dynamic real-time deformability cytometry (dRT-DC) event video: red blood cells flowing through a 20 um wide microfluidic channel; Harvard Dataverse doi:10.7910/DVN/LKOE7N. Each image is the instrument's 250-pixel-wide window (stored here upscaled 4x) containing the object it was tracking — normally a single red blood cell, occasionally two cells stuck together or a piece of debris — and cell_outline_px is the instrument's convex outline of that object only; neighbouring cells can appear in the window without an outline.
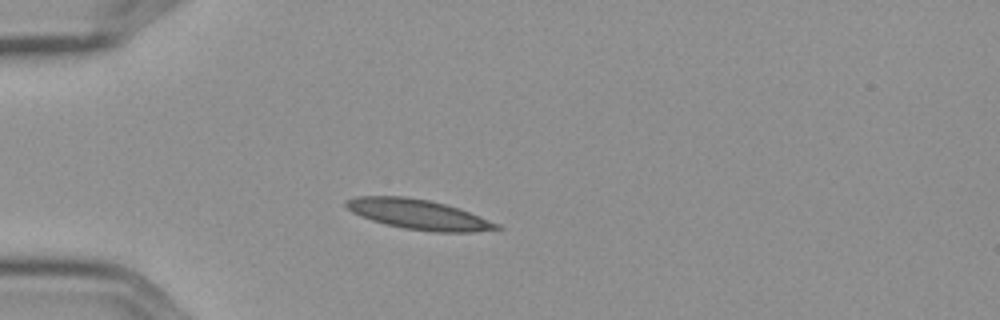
{"species": "Egyptian fruit bat (a non-hibernating species)", "species_latin": "Rousettus aegyptiacus", "temperature_condition": "cold", "stored_images_in_passage": 1, "camera_frame_rate_fps": 3000, "um_per_image_px": 0.085, "frame": {"image": 1, "passage_image": 1, "time_ms": 0.0, "image_size_px": [1000, 320], "cell_outline_px": [[504, 228], [472, 232], [432, 232], [404, 228], [384, 224], [360, 216], [352, 212], [344, 204], [344, 200], [356, 196], [404, 196], [428, 200], [444, 204], [468, 212], [500, 224]], "centroid_in_image_um": [35.53, 18.23], "position_along_channel_um": 49.5, "area_um2": 26.13}}